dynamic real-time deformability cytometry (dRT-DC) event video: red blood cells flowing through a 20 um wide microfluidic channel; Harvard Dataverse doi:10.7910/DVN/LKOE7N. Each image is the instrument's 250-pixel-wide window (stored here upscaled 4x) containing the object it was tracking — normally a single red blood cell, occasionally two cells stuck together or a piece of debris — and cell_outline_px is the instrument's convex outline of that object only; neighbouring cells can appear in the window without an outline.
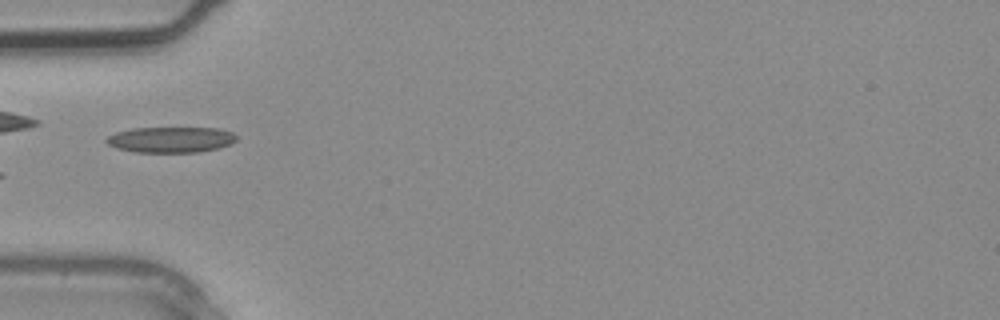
{"species": "common noctule bat (a hibernating species)", "species_latin": "Nyctalus noctula", "temperature_condition": "warm", "stored_images_in_passage": 4, "camera_frame_rate_fps": 3000, "um_per_image_px": 0.085, "animal": {"sex": "male", "body_mass_g": 20.4}, "frame": {"image": 1, "passage_image": 4, "time_ms": 1.0, "image_size_px": [1000, 320], "cell_outline_px": [[236, 140], [232, 144], [220, 148], [200, 152], [132, 152], [116, 148], [108, 144], [104, 140], [108, 136], [116, 132], [132, 128], [220, 128], [232, 132], [236, 136]], "centroid_in_image_um": [14.53, 11.87], "position_along_channel_um": 70.5, "area_um2": 19.71}}